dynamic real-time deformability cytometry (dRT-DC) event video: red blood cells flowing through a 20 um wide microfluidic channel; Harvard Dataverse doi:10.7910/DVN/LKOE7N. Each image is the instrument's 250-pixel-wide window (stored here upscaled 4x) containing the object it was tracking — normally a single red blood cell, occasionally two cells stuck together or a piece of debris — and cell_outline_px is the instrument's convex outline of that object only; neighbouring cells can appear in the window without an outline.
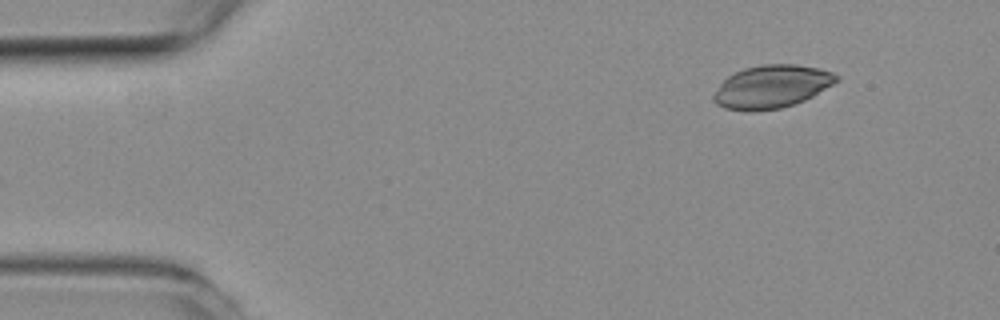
{"species": "common noctule bat (a hibernating species)", "species_latin": "Nyctalus noctula", "temperature_condition": "room temperature", "stored_images_in_passage": 46, "camera_frame_rate_fps": 3000, "um_per_image_px": 0.085, "animal": {"sex": "female", "body_mass_g": 19.3, "forearm_length_mm": 54.1}, "frame": {"image": 1, "passage_image": 1, "time_ms": 0.0, "image_size_px": [1000, 320], "cell_outline_px": [[840, 80], [812, 96], [804, 100], [780, 108], [756, 112], [744, 112], [724, 108], [716, 104], [712, 100], [712, 96], [720, 84], [728, 76], [744, 68], [764, 64], [796, 64], [820, 68], [832, 72], [840, 76]], "centroid_in_image_um": [65.58, 7.37], "position_along_channel_um": 19.4, "area_um2": 30.98}}
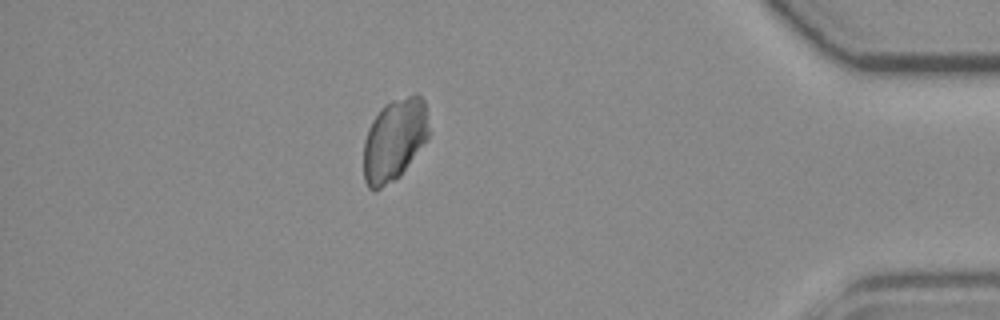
{"frame": {"image": 2, "passage_image": 40, "time_ms": 13.0, "image_size_px": [1000, 320], "cell_outline_px": [[428, 140], [400, 176], [380, 188], [368, 188], [364, 180], [364, 140], [368, 128], [372, 120], [380, 108], [384, 104], [392, 100], [412, 92], [416, 92], [424, 100], [428, 128]], "centroid_in_image_um": [33.52, 11.84], "position_along_channel_um": 401.7, "area_um2": 31.5}}